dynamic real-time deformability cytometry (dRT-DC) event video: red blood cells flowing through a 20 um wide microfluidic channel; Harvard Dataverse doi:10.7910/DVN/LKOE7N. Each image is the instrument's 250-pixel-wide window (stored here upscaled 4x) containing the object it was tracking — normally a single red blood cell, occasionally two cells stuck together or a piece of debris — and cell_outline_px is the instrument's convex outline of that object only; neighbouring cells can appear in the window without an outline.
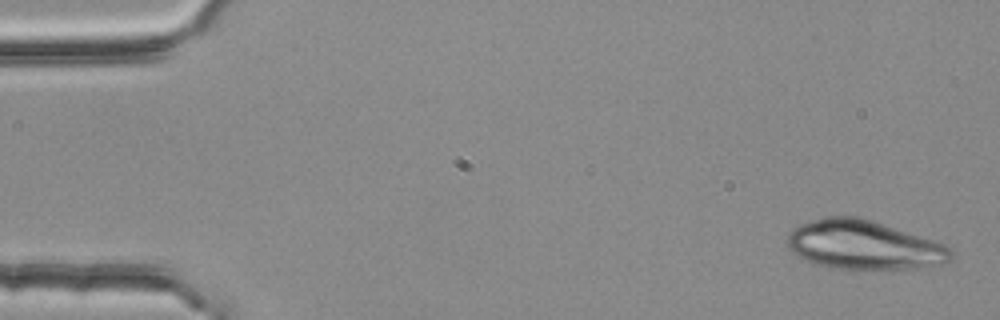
{"species": "common noctule bat (a hibernating species)", "species_latin": "Nyctalus noctula", "temperature_condition": "room temperature", "stored_images_in_passage": 3, "camera_frame_rate_fps": 3000, "um_per_image_px": 0.085, "animal": {"sex": "female", "body_mass_g": 25.1}, "frame": {"image": 1, "passage_image": 1, "time_ms": 0.0, "image_size_px": [1000, 320], "cell_outline_px": [[956, 256], [952, 260], [944, 264], [916, 268], [828, 268], [812, 264], [796, 256], [788, 248], [788, 232], [792, 228], [800, 224], [824, 216], [856, 216], [944, 244]], "centroid_in_image_um": [73.36, 20.83], "position_along_channel_um": 11.6, "area_um2": 46.47}}
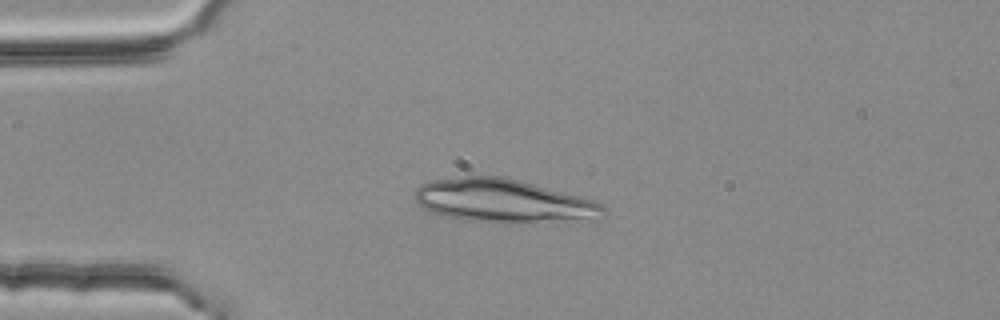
{"frame": {"image": 2, "passage_image": 3, "time_ms": 0.667, "image_size_px": [1000, 320], "cell_outline_px": [[608, 208], [604, 212], [584, 216], [536, 220], [468, 220], [448, 216], [432, 212], [424, 208], [416, 200], [416, 188], [420, 184], [432, 180], [464, 176], [504, 176], [520, 180], [580, 196], [604, 204]], "centroid_in_image_um": [42.61, 16.98], "position_along_channel_um": 42.4, "area_um2": 44.97}}